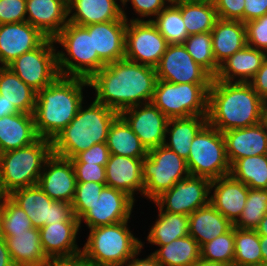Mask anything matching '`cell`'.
Wrapping results in <instances>:
<instances>
[{
  "label": "cell",
  "instance_id": "277c9868",
  "mask_svg": "<svg viewBox=\"0 0 267 266\" xmlns=\"http://www.w3.org/2000/svg\"><path fill=\"white\" fill-rule=\"evenodd\" d=\"M83 104L77 115L52 141L53 154L72 159L94 144L107 141L110 125L119 113L95 99L88 107Z\"/></svg>",
  "mask_w": 267,
  "mask_h": 266
},
{
  "label": "cell",
  "instance_id": "d6a6232c",
  "mask_svg": "<svg viewBox=\"0 0 267 266\" xmlns=\"http://www.w3.org/2000/svg\"><path fill=\"white\" fill-rule=\"evenodd\" d=\"M0 95L19 112L33 114L37 92L7 66H0Z\"/></svg>",
  "mask_w": 267,
  "mask_h": 266
},
{
  "label": "cell",
  "instance_id": "b9f144b4",
  "mask_svg": "<svg viewBox=\"0 0 267 266\" xmlns=\"http://www.w3.org/2000/svg\"><path fill=\"white\" fill-rule=\"evenodd\" d=\"M34 228L25 211L9 196H0V233H20Z\"/></svg>",
  "mask_w": 267,
  "mask_h": 266
},
{
  "label": "cell",
  "instance_id": "7bdbcfd3",
  "mask_svg": "<svg viewBox=\"0 0 267 266\" xmlns=\"http://www.w3.org/2000/svg\"><path fill=\"white\" fill-rule=\"evenodd\" d=\"M266 213L267 189L249 188L245 207L240 218L234 224V227L240 229H256Z\"/></svg>",
  "mask_w": 267,
  "mask_h": 266
},
{
  "label": "cell",
  "instance_id": "91938a15",
  "mask_svg": "<svg viewBox=\"0 0 267 266\" xmlns=\"http://www.w3.org/2000/svg\"><path fill=\"white\" fill-rule=\"evenodd\" d=\"M255 231L259 236H267V213L262 218L259 225L256 227Z\"/></svg>",
  "mask_w": 267,
  "mask_h": 266
},
{
  "label": "cell",
  "instance_id": "e575fe53",
  "mask_svg": "<svg viewBox=\"0 0 267 266\" xmlns=\"http://www.w3.org/2000/svg\"><path fill=\"white\" fill-rule=\"evenodd\" d=\"M188 35L211 32L218 19L212 0H178Z\"/></svg>",
  "mask_w": 267,
  "mask_h": 266
},
{
  "label": "cell",
  "instance_id": "9c48e42d",
  "mask_svg": "<svg viewBox=\"0 0 267 266\" xmlns=\"http://www.w3.org/2000/svg\"><path fill=\"white\" fill-rule=\"evenodd\" d=\"M190 176L187 161L165 145L148 150L142 161L143 196L154 201L179 180Z\"/></svg>",
  "mask_w": 267,
  "mask_h": 266
},
{
  "label": "cell",
  "instance_id": "4316f807",
  "mask_svg": "<svg viewBox=\"0 0 267 266\" xmlns=\"http://www.w3.org/2000/svg\"><path fill=\"white\" fill-rule=\"evenodd\" d=\"M267 53L246 45L226 59L219 68L216 80L249 83L260 69Z\"/></svg>",
  "mask_w": 267,
  "mask_h": 266
},
{
  "label": "cell",
  "instance_id": "52a82bcc",
  "mask_svg": "<svg viewBox=\"0 0 267 266\" xmlns=\"http://www.w3.org/2000/svg\"><path fill=\"white\" fill-rule=\"evenodd\" d=\"M54 41L63 48L57 51L60 76L89 80L106 65L98 54H93V33L85 26L68 22Z\"/></svg>",
  "mask_w": 267,
  "mask_h": 266
},
{
  "label": "cell",
  "instance_id": "5b68a950",
  "mask_svg": "<svg viewBox=\"0 0 267 266\" xmlns=\"http://www.w3.org/2000/svg\"><path fill=\"white\" fill-rule=\"evenodd\" d=\"M52 153V141L40 137L30 145L0 153V196L37 185Z\"/></svg>",
  "mask_w": 267,
  "mask_h": 266
},
{
  "label": "cell",
  "instance_id": "7c38bea8",
  "mask_svg": "<svg viewBox=\"0 0 267 266\" xmlns=\"http://www.w3.org/2000/svg\"><path fill=\"white\" fill-rule=\"evenodd\" d=\"M8 196L25 211L34 228L57 222H79L70 203L52 200L38 185L17 189Z\"/></svg>",
  "mask_w": 267,
  "mask_h": 266
},
{
  "label": "cell",
  "instance_id": "e7e4bbea",
  "mask_svg": "<svg viewBox=\"0 0 267 266\" xmlns=\"http://www.w3.org/2000/svg\"><path fill=\"white\" fill-rule=\"evenodd\" d=\"M169 4H175L178 0H166Z\"/></svg>",
  "mask_w": 267,
  "mask_h": 266
},
{
  "label": "cell",
  "instance_id": "7a4b0ae2",
  "mask_svg": "<svg viewBox=\"0 0 267 266\" xmlns=\"http://www.w3.org/2000/svg\"><path fill=\"white\" fill-rule=\"evenodd\" d=\"M267 103L250 83L212 79L208 93L207 123L221 133L263 121Z\"/></svg>",
  "mask_w": 267,
  "mask_h": 266
},
{
  "label": "cell",
  "instance_id": "60d3db41",
  "mask_svg": "<svg viewBox=\"0 0 267 266\" xmlns=\"http://www.w3.org/2000/svg\"><path fill=\"white\" fill-rule=\"evenodd\" d=\"M183 45L193 60L213 78L218 74L220 66L215 61L210 32L189 35Z\"/></svg>",
  "mask_w": 267,
  "mask_h": 266
},
{
  "label": "cell",
  "instance_id": "d590c367",
  "mask_svg": "<svg viewBox=\"0 0 267 266\" xmlns=\"http://www.w3.org/2000/svg\"><path fill=\"white\" fill-rule=\"evenodd\" d=\"M158 217L151 226L146 240L148 244L161 246L189 235V217L163 211L157 204Z\"/></svg>",
  "mask_w": 267,
  "mask_h": 266
},
{
  "label": "cell",
  "instance_id": "f546056e",
  "mask_svg": "<svg viewBox=\"0 0 267 266\" xmlns=\"http://www.w3.org/2000/svg\"><path fill=\"white\" fill-rule=\"evenodd\" d=\"M213 54L220 66L247 45L246 26L239 20L217 19L211 30Z\"/></svg>",
  "mask_w": 267,
  "mask_h": 266
},
{
  "label": "cell",
  "instance_id": "9f6ffc18",
  "mask_svg": "<svg viewBox=\"0 0 267 266\" xmlns=\"http://www.w3.org/2000/svg\"><path fill=\"white\" fill-rule=\"evenodd\" d=\"M144 243L141 242V249L136 252L130 259H128L123 265L120 266H162L156 258L150 254L146 258H139V254L143 249ZM138 257V258H137Z\"/></svg>",
  "mask_w": 267,
  "mask_h": 266
},
{
  "label": "cell",
  "instance_id": "ac0fdd59",
  "mask_svg": "<svg viewBox=\"0 0 267 266\" xmlns=\"http://www.w3.org/2000/svg\"><path fill=\"white\" fill-rule=\"evenodd\" d=\"M52 200L72 203L76 176L71 159L52 155L46 160L37 184Z\"/></svg>",
  "mask_w": 267,
  "mask_h": 266
},
{
  "label": "cell",
  "instance_id": "44dd1931",
  "mask_svg": "<svg viewBox=\"0 0 267 266\" xmlns=\"http://www.w3.org/2000/svg\"><path fill=\"white\" fill-rule=\"evenodd\" d=\"M143 159L110 154L105 166L106 185L126 193L134 201L136 192L143 196Z\"/></svg>",
  "mask_w": 267,
  "mask_h": 266
},
{
  "label": "cell",
  "instance_id": "4fadbf2b",
  "mask_svg": "<svg viewBox=\"0 0 267 266\" xmlns=\"http://www.w3.org/2000/svg\"><path fill=\"white\" fill-rule=\"evenodd\" d=\"M168 42L151 20L127 21L125 59L156 68Z\"/></svg>",
  "mask_w": 267,
  "mask_h": 266
},
{
  "label": "cell",
  "instance_id": "603a6c76",
  "mask_svg": "<svg viewBox=\"0 0 267 266\" xmlns=\"http://www.w3.org/2000/svg\"><path fill=\"white\" fill-rule=\"evenodd\" d=\"M26 22L54 39L68 23V0H26Z\"/></svg>",
  "mask_w": 267,
  "mask_h": 266
},
{
  "label": "cell",
  "instance_id": "f35d334b",
  "mask_svg": "<svg viewBox=\"0 0 267 266\" xmlns=\"http://www.w3.org/2000/svg\"><path fill=\"white\" fill-rule=\"evenodd\" d=\"M234 246L233 266L263 264L260 236L255 229H240L234 227Z\"/></svg>",
  "mask_w": 267,
  "mask_h": 266
},
{
  "label": "cell",
  "instance_id": "11a10c76",
  "mask_svg": "<svg viewBox=\"0 0 267 266\" xmlns=\"http://www.w3.org/2000/svg\"><path fill=\"white\" fill-rule=\"evenodd\" d=\"M249 83L254 91L267 103V57Z\"/></svg>",
  "mask_w": 267,
  "mask_h": 266
},
{
  "label": "cell",
  "instance_id": "ee69618b",
  "mask_svg": "<svg viewBox=\"0 0 267 266\" xmlns=\"http://www.w3.org/2000/svg\"><path fill=\"white\" fill-rule=\"evenodd\" d=\"M201 258L209 262H222L229 266L234 263V226L226 233L200 247Z\"/></svg>",
  "mask_w": 267,
  "mask_h": 266
},
{
  "label": "cell",
  "instance_id": "8d00e7d4",
  "mask_svg": "<svg viewBox=\"0 0 267 266\" xmlns=\"http://www.w3.org/2000/svg\"><path fill=\"white\" fill-rule=\"evenodd\" d=\"M158 247L151 254L162 266H191L201 258L198 242L189 235Z\"/></svg>",
  "mask_w": 267,
  "mask_h": 266
},
{
  "label": "cell",
  "instance_id": "680465c9",
  "mask_svg": "<svg viewBox=\"0 0 267 266\" xmlns=\"http://www.w3.org/2000/svg\"><path fill=\"white\" fill-rule=\"evenodd\" d=\"M15 113H19L15 106L7 102L3 99V96L0 95V118Z\"/></svg>",
  "mask_w": 267,
  "mask_h": 266
},
{
  "label": "cell",
  "instance_id": "7402d4cb",
  "mask_svg": "<svg viewBox=\"0 0 267 266\" xmlns=\"http://www.w3.org/2000/svg\"><path fill=\"white\" fill-rule=\"evenodd\" d=\"M93 33V54L107 65L125 59L127 20H113L85 26Z\"/></svg>",
  "mask_w": 267,
  "mask_h": 266
},
{
  "label": "cell",
  "instance_id": "f1b7e54d",
  "mask_svg": "<svg viewBox=\"0 0 267 266\" xmlns=\"http://www.w3.org/2000/svg\"><path fill=\"white\" fill-rule=\"evenodd\" d=\"M38 138L33 114L19 112L0 118V153L25 147Z\"/></svg>",
  "mask_w": 267,
  "mask_h": 266
},
{
  "label": "cell",
  "instance_id": "f907efd6",
  "mask_svg": "<svg viewBox=\"0 0 267 266\" xmlns=\"http://www.w3.org/2000/svg\"><path fill=\"white\" fill-rule=\"evenodd\" d=\"M217 17L223 20H239L244 23V0H212Z\"/></svg>",
  "mask_w": 267,
  "mask_h": 266
},
{
  "label": "cell",
  "instance_id": "484cf974",
  "mask_svg": "<svg viewBox=\"0 0 267 266\" xmlns=\"http://www.w3.org/2000/svg\"><path fill=\"white\" fill-rule=\"evenodd\" d=\"M1 234L15 266H46L49 259L42 249L39 229Z\"/></svg>",
  "mask_w": 267,
  "mask_h": 266
},
{
  "label": "cell",
  "instance_id": "ab89813d",
  "mask_svg": "<svg viewBox=\"0 0 267 266\" xmlns=\"http://www.w3.org/2000/svg\"><path fill=\"white\" fill-rule=\"evenodd\" d=\"M168 44H183L189 36L181 10L175 4H168L154 19L150 18Z\"/></svg>",
  "mask_w": 267,
  "mask_h": 266
},
{
  "label": "cell",
  "instance_id": "5bb4252c",
  "mask_svg": "<svg viewBox=\"0 0 267 266\" xmlns=\"http://www.w3.org/2000/svg\"><path fill=\"white\" fill-rule=\"evenodd\" d=\"M210 183L211 180L206 177L190 175L179 180L153 202L165 212L189 216L209 203Z\"/></svg>",
  "mask_w": 267,
  "mask_h": 266
},
{
  "label": "cell",
  "instance_id": "8992f818",
  "mask_svg": "<svg viewBox=\"0 0 267 266\" xmlns=\"http://www.w3.org/2000/svg\"><path fill=\"white\" fill-rule=\"evenodd\" d=\"M128 221L89 229L82 249L93 266H120L141 249V240L136 238Z\"/></svg>",
  "mask_w": 267,
  "mask_h": 266
},
{
  "label": "cell",
  "instance_id": "8fae6325",
  "mask_svg": "<svg viewBox=\"0 0 267 266\" xmlns=\"http://www.w3.org/2000/svg\"><path fill=\"white\" fill-rule=\"evenodd\" d=\"M55 41L46 38L37 48L23 53L7 67L37 93L59 76Z\"/></svg>",
  "mask_w": 267,
  "mask_h": 266
},
{
  "label": "cell",
  "instance_id": "30bf717a",
  "mask_svg": "<svg viewBox=\"0 0 267 266\" xmlns=\"http://www.w3.org/2000/svg\"><path fill=\"white\" fill-rule=\"evenodd\" d=\"M186 161L191 176L213 180L230 174L223 134L208 123L193 138Z\"/></svg>",
  "mask_w": 267,
  "mask_h": 266
},
{
  "label": "cell",
  "instance_id": "db71d44e",
  "mask_svg": "<svg viewBox=\"0 0 267 266\" xmlns=\"http://www.w3.org/2000/svg\"><path fill=\"white\" fill-rule=\"evenodd\" d=\"M244 23L267 14V0H244Z\"/></svg>",
  "mask_w": 267,
  "mask_h": 266
},
{
  "label": "cell",
  "instance_id": "6125c7cd",
  "mask_svg": "<svg viewBox=\"0 0 267 266\" xmlns=\"http://www.w3.org/2000/svg\"><path fill=\"white\" fill-rule=\"evenodd\" d=\"M191 266H229V265L224 264L222 262H209L200 258L197 262H195Z\"/></svg>",
  "mask_w": 267,
  "mask_h": 266
},
{
  "label": "cell",
  "instance_id": "03108f58",
  "mask_svg": "<svg viewBox=\"0 0 267 266\" xmlns=\"http://www.w3.org/2000/svg\"><path fill=\"white\" fill-rule=\"evenodd\" d=\"M253 266H267L266 264H261V265H253Z\"/></svg>",
  "mask_w": 267,
  "mask_h": 266
},
{
  "label": "cell",
  "instance_id": "c3c4849f",
  "mask_svg": "<svg viewBox=\"0 0 267 266\" xmlns=\"http://www.w3.org/2000/svg\"><path fill=\"white\" fill-rule=\"evenodd\" d=\"M26 21V0H0V24Z\"/></svg>",
  "mask_w": 267,
  "mask_h": 266
},
{
  "label": "cell",
  "instance_id": "4dcf8cb0",
  "mask_svg": "<svg viewBox=\"0 0 267 266\" xmlns=\"http://www.w3.org/2000/svg\"><path fill=\"white\" fill-rule=\"evenodd\" d=\"M188 217L189 236H192L200 247L219 235L228 232L234 226L210 202L191 213Z\"/></svg>",
  "mask_w": 267,
  "mask_h": 266
},
{
  "label": "cell",
  "instance_id": "816d5d0a",
  "mask_svg": "<svg viewBox=\"0 0 267 266\" xmlns=\"http://www.w3.org/2000/svg\"><path fill=\"white\" fill-rule=\"evenodd\" d=\"M110 156L109 148L106 142L94 144L89 149L80 152L74 158L71 159L72 162H85V163H95L102 166H106Z\"/></svg>",
  "mask_w": 267,
  "mask_h": 266
},
{
  "label": "cell",
  "instance_id": "74e56055",
  "mask_svg": "<svg viewBox=\"0 0 267 266\" xmlns=\"http://www.w3.org/2000/svg\"><path fill=\"white\" fill-rule=\"evenodd\" d=\"M230 175L251 189H267V154L236 160L230 166Z\"/></svg>",
  "mask_w": 267,
  "mask_h": 266
},
{
  "label": "cell",
  "instance_id": "1f68e13d",
  "mask_svg": "<svg viewBox=\"0 0 267 266\" xmlns=\"http://www.w3.org/2000/svg\"><path fill=\"white\" fill-rule=\"evenodd\" d=\"M206 124L207 115L169 119L164 145L187 160L193 138Z\"/></svg>",
  "mask_w": 267,
  "mask_h": 266
},
{
  "label": "cell",
  "instance_id": "be15d7a7",
  "mask_svg": "<svg viewBox=\"0 0 267 266\" xmlns=\"http://www.w3.org/2000/svg\"><path fill=\"white\" fill-rule=\"evenodd\" d=\"M263 123L266 126L267 129V106L265 108L264 114H263Z\"/></svg>",
  "mask_w": 267,
  "mask_h": 266
},
{
  "label": "cell",
  "instance_id": "836d02e7",
  "mask_svg": "<svg viewBox=\"0 0 267 266\" xmlns=\"http://www.w3.org/2000/svg\"><path fill=\"white\" fill-rule=\"evenodd\" d=\"M106 144L110 154L134 158L148 155V150L120 115L110 125Z\"/></svg>",
  "mask_w": 267,
  "mask_h": 266
},
{
  "label": "cell",
  "instance_id": "cb8c5ba5",
  "mask_svg": "<svg viewBox=\"0 0 267 266\" xmlns=\"http://www.w3.org/2000/svg\"><path fill=\"white\" fill-rule=\"evenodd\" d=\"M230 166L238 159L267 154V129L263 121L222 133Z\"/></svg>",
  "mask_w": 267,
  "mask_h": 266
},
{
  "label": "cell",
  "instance_id": "d6986e66",
  "mask_svg": "<svg viewBox=\"0 0 267 266\" xmlns=\"http://www.w3.org/2000/svg\"><path fill=\"white\" fill-rule=\"evenodd\" d=\"M46 38L26 21L0 24V66H8L23 53L37 48Z\"/></svg>",
  "mask_w": 267,
  "mask_h": 266
},
{
  "label": "cell",
  "instance_id": "83f0119b",
  "mask_svg": "<svg viewBox=\"0 0 267 266\" xmlns=\"http://www.w3.org/2000/svg\"><path fill=\"white\" fill-rule=\"evenodd\" d=\"M79 222H57L43 226L41 246L47 258L74 255L82 251L77 245Z\"/></svg>",
  "mask_w": 267,
  "mask_h": 266
},
{
  "label": "cell",
  "instance_id": "ffe728a7",
  "mask_svg": "<svg viewBox=\"0 0 267 266\" xmlns=\"http://www.w3.org/2000/svg\"><path fill=\"white\" fill-rule=\"evenodd\" d=\"M210 193L211 205L234 225L245 207L249 187L229 174L211 180Z\"/></svg>",
  "mask_w": 267,
  "mask_h": 266
},
{
  "label": "cell",
  "instance_id": "9a60e30c",
  "mask_svg": "<svg viewBox=\"0 0 267 266\" xmlns=\"http://www.w3.org/2000/svg\"><path fill=\"white\" fill-rule=\"evenodd\" d=\"M155 69L157 79L170 83H211L213 79L183 44H168Z\"/></svg>",
  "mask_w": 267,
  "mask_h": 266
},
{
  "label": "cell",
  "instance_id": "6f0895ef",
  "mask_svg": "<svg viewBox=\"0 0 267 266\" xmlns=\"http://www.w3.org/2000/svg\"><path fill=\"white\" fill-rule=\"evenodd\" d=\"M0 266H15L9 254L5 238L1 233H0Z\"/></svg>",
  "mask_w": 267,
  "mask_h": 266
},
{
  "label": "cell",
  "instance_id": "d4e9b609",
  "mask_svg": "<svg viewBox=\"0 0 267 266\" xmlns=\"http://www.w3.org/2000/svg\"><path fill=\"white\" fill-rule=\"evenodd\" d=\"M121 6L117 0H68V22L87 26L113 20H126Z\"/></svg>",
  "mask_w": 267,
  "mask_h": 266
},
{
  "label": "cell",
  "instance_id": "94428289",
  "mask_svg": "<svg viewBox=\"0 0 267 266\" xmlns=\"http://www.w3.org/2000/svg\"><path fill=\"white\" fill-rule=\"evenodd\" d=\"M260 248L263 257V264L267 265V236H260Z\"/></svg>",
  "mask_w": 267,
  "mask_h": 266
},
{
  "label": "cell",
  "instance_id": "2e32d148",
  "mask_svg": "<svg viewBox=\"0 0 267 266\" xmlns=\"http://www.w3.org/2000/svg\"><path fill=\"white\" fill-rule=\"evenodd\" d=\"M134 204L135 201L126 193L105 185L99 200L79 219L80 229L83 222L88 229H92L128 221Z\"/></svg>",
  "mask_w": 267,
  "mask_h": 266
},
{
  "label": "cell",
  "instance_id": "ba28073f",
  "mask_svg": "<svg viewBox=\"0 0 267 266\" xmlns=\"http://www.w3.org/2000/svg\"><path fill=\"white\" fill-rule=\"evenodd\" d=\"M210 85L157 79L152 103L169 119L207 115Z\"/></svg>",
  "mask_w": 267,
  "mask_h": 266
},
{
  "label": "cell",
  "instance_id": "e0dca14e",
  "mask_svg": "<svg viewBox=\"0 0 267 266\" xmlns=\"http://www.w3.org/2000/svg\"><path fill=\"white\" fill-rule=\"evenodd\" d=\"M119 115L127 122L147 150L164 145L169 118L152 102L124 109Z\"/></svg>",
  "mask_w": 267,
  "mask_h": 266
},
{
  "label": "cell",
  "instance_id": "f5cc1de1",
  "mask_svg": "<svg viewBox=\"0 0 267 266\" xmlns=\"http://www.w3.org/2000/svg\"><path fill=\"white\" fill-rule=\"evenodd\" d=\"M46 266H93L81 251L74 255L50 258Z\"/></svg>",
  "mask_w": 267,
  "mask_h": 266
},
{
  "label": "cell",
  "instance_id": "681fc988",
  "mask_svg": "<svg viewBox=\"0 0 267 266\" xmlns=\"http://www.w3.org/2000/svg\"><path fill=\"white\" fill-rule=\"evenodd\" d=\"M76 182H96L106 184L105 166L95 163L72 162Z\"/></svg>",
  "mask_w": 267,
  "mask_h": 266
},
{
  "label": "cell",
  "instance_id": "f6af8a7d",
  "mask_svg": "<svg viewBox=\"0 0 267 266\" xmlns=\"http://www.w3.org/2000/svg\"><path fill=\"white\" fill-rule=\"evenodd\" d=\"M106 184L76 182L75 196L71 203L74 216L79 220L97 200Z\"/></svg>",
  "mask_w": 267,
  "mask_h": 266
},
{
  "label": "cell",
  "instance_id": "6da1fadb",
  "mask_svg": "<svg viewBox=\"0 0 267 266\" xmlns=\"http://www.w3.org/2000/svg\"><path fill=\"white\" fill-rule=\"evenodd\" d=\"M157 82L156 69L127 59L105 65L89 79L95 100L118 113L152 102Z\"/></svg>",
  "mask_w": 267,
  "mask_h": 266
},
{
  "label": "cell",
  "instance_id": "3957f363",
  "mask_svg": "<svg viewBox=\"0 0 267 266\" xmlns=\"http://www.w3.org/2000/svg\"><path fill=\"white\" fill-rule=\"evenodd\" d=\"M85 86L89 87L88 79L59 76L37 93L33 117L40 138L53 141L77 115Z\"/></svg>",
  "mask_w": 267,
  "mask_h": 266
},
{
  "label": "cell",
  "instance_id": "7dc6e473",
  "mask_svg": "<svg viewBox=\"0 0 267 266\" xmlns=\"http://www.w3.org/2000/svg\"><path fill=\"white\" fill-rule=\"evenodd\" d=\"M247 45L267 53V14L245 23Z\"/></svg>",
  "mask_w": 267,
  "mask_h": 266
},
{
  "label": "cell",
  "instance_id": "bcb514c9",
  "mask_svg": "<svg viewBox=\"0 0 267 266\" xmlns=\"http://www.w3.org/2000/svg\"><path fill=\"white\" fill-rule=\"evenodd\" d=\"M127 2H131V6L133 7V10L135 11V14L137 13L138 18H132L130 21L133 20H140L144 21V19L153 17L155 18L166 6L169 4L166 0H122L120 4H122V13L123 17L128 21V16L124 10L125 6L127 5ZM143 18V19H142Z\"/></svg>",
  "mask_w": 267,
  "mask_h": 266
}]
</instances>
